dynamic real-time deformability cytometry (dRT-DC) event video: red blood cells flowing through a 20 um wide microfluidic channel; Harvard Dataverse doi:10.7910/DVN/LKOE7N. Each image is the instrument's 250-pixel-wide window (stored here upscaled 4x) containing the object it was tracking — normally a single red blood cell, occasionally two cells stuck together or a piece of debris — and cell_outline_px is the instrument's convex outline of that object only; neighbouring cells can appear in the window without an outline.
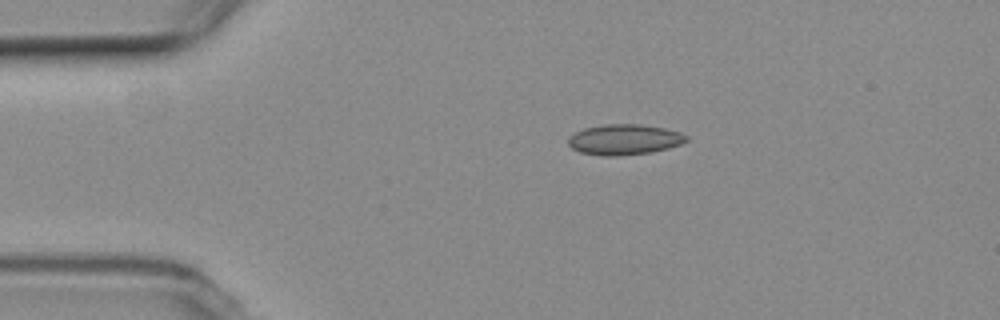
{"species": "common noctule bat (a hibernating species)", "species_latin": "Nyctalus noctula", "temperature_condition": "room temperature", "stored_images_in_passage": 6, "camera_frame_rate_fps": 3000, "um_per_image_px": 0.085, "animal": {"sex": "female", "body_mass_g": 19.3, "forearm_length_mm": 54.1}, "frame": {"image": 1, "passage_image": 3, "time_ms": 3.0, "image_size_px": [1000, 320], "cell_outline_px": [[688, 140], [680, 144], [668, 148], [652, 152], [616, 156], [600, 156], [580, 152], [572, 148], [568, 144], [568, 136], [584, 128], [604, 124], [640, 124], [664, 128], [680, 132], [688, 136]], "centroid_in_image_um": [53.05, 11.86], "position_along_channel_um": 31.9, "area_um2": 21.1}}
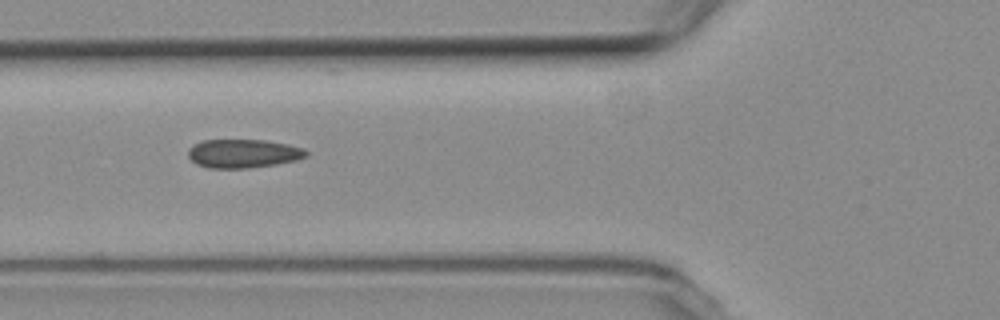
{"frame": {"image": 2, "passage_image": 5, "time_ms": 6.333, "image_size_px": [1000, 320], "cell_outline_px": [[308, 156], [296, 160], [276, 164], [248, 168], [208, 168], [196, 164], [188, 156], [188, 148], [204, 140], [264, 140], [288, 144], [304, 148], [308, 152]], "centroid_in_image_um": [20.69, 13.05], "position_along_channel_um": 105.1, "area_um2": 19.71}}
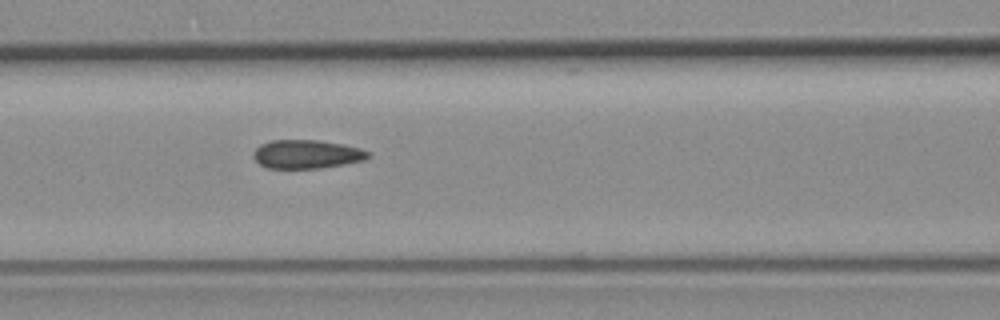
{"frame": {"image": 3, "passage_image": 6, "time_ms": 7.333, "image_size_px": [1000, 320], "cell_outline_px": [[372, 156], [364, 160], [344, 164], [320, 168], [268, 168], [260, 164], [252, 156], [252, 152], [260, 144], [272, 140], [316, 140], [344, 144], [360, 148], [368, 152]], "centroid_in_image_um": [26.06, 13.1], "position_along_channel_um": 140.5, "area_um2": 19.19}}